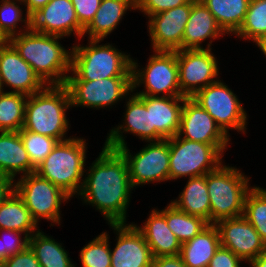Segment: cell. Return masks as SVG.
Wrapping results in <instances>:
<instances>
[{
	"label": "cell",
	"mask_w": 266,
	"mask_h": 267,
	"mask_svg": "<svg viewBox=\"0 0 266 267\" xmlns=\"http://www.w3.org/2000/svg\"><path fill=\"white\" fill-rule=\"evenodd\" d=\"M192 99L212 116L227 136H230L229 129L246 133V111L237 95L221 80L202 88Z\"/></svg>",
	"instance_id": "cell-10"
},
{
	"label": "cell",
	"mask_w": 266,
	"mask_h": 267,
	"mask_svg": "<svg viewBox=\"0 0 266 267\" xmlns=\"http://www.w3.org/2000/svg\"><path fill=\"white\" fill-rule=\"evenodd\" d=\"M228 144H207L174 136L169 138L170 180L197 177L214 171L222 164Z\"/></svg>",
	"instance_id": "cell-7"
},
{
	"label": "cell",
	"mask_w": 266,
	"mask_h": 267,
	"mask_svg": "<svg viewBox=\"0 0 266 267\" xmlns=\"http://www.w3.org/2000/svg\"><path fill=\"white\" fill-rule=\"evenodd\" d=\"M31 164L36 168L51 153L59 142L50 136H43L25 129L19 131Z\"/></svg>",
	"instance_id": "cell-37"
},
{
	"label": "cell",
	"mask_w": 266,
	"mask_h": 267,
	"mask_svg": "<svg viewBox=\"0 0 266 267\" xmlns=\"http://www.w3.org/2000/svg\"><path fill=\"white\" fill-rule=\"evenodd\" d=\"M226 34H235L242 25L250 0H201Z\"/></svg>",
	"instance_id": "cell-30"
},
{
	"label": "cell",
	"mask_w": 266,
	"mask_h": 267,
	"mask_svg": "<svg viewBox=\"0 0 266 267\" xmlns=\"http://www.w3.org/2000/svg\"><path fill=\"white\" fill-rule=\"evenodd\" d=\"M126 102V112L122 125H116V128L110 130L104 146L119 149L127 145L123 133H132L138 136L142 141H159L163 138L151 127L150 110L147 109L144 101L134 93L129 96ZM123 130V131H122Z\"/></svg>",
	"instance_id": "cell-19"
},
{
	"label": "cell",
	"mask_w": 266,
	"mask_h": 267,
	"mask_svg": "<svg viewBox=\"0 0 266 267\" xmlns=\"http://www.w3.org/2000/svg\"><path fill=\"white\" fill-rule=\"evenodd\" d=\"M249 265L251 267H266V251L261 253L258 257L253 259Z\"/></svg>",
	"instance_id": "cell-46"
},
{
	"label": "cell",
	"mask_w": 266,
	"mask_h": 267,
	"mask_svg": "<svg viewBox=\"0 0 266 267\" xmlns=\"http://www.w3.org/2000/svg\"><path fill=\"white\" fill-rule=\"evenodd\" d=\"M8 40L4 37V35L0 32V46L4 45Z\"/></svg>",
	"instance_id": "cell-48"
},
{
	"label": "cell",
	"mask_w": 266,
	"mask_h": 267,
	"mask_svg": "<svg viewBox=\"0 0 266 267\" xmlns=\"http://www.w3.org/2000/svg\"><path fill=\"white\" fill-rule=\"evenodd\" d=\"M243 217L250 222L266 245V189L254 186L248 191Z\"/></svg>",
	"instance_id": "cell-34"
},
{
	"label": "cell",
	"mask_w": 266,
	"mask_h": 267,
	"mask_svg": "<svg viewBox=\"0 0 266 267\" xmlns=\"http://www.w3.org/2000/svg\"><path fill=\"white\" fill-rule=\"evenodd\" d=\"M219 247L218 228L215 224H209L191 240L182 244L179 255L186 267H208Z\"/></svg>",
	"instance_id": "cell-26"
},
{
	"label": "cell",
	"mask_w": 266,
	"mask_h": 267,
	"mask_svg": "<svg viewBox=\"0 0 266 267\" xmlns=\"http://www.w3.org/2000/svg\"><path fill=\"white\" fill-rule=\"evenodd\" d=\"M15 192L37 224L39 219L45 218L51 222L50 225H61V204L71 198L62 189L33 172L15 181Z\"/></svg>",
	"instance_id": "cell-9"
},
{
	"label": "cell",
	"mask_w": 266,
	"mask_h": 267,
	"mask_svg": "<svg viewBox=\"0 0 266 267\" xmlns=\"http://www.w3.org/2000/svg\"><path fill=\"white\" fill-rule=\"evenodd\" d=\"M250 177L232 166L221 164L206 174L210 199V224L243 216L245 198L252 188Z\"/></svg>",
	"instance_id": "cell-6"
},
{
	"label": "cell",
	"mask_w": 266,
	"mask_h": 267,
	"mask_svg": "<svg viewBox=\"0 0 266 267\" xmlns=\"http://www.w3.org/2000/svg\"><path fill=\"white\" fill-rule=\"evenodd\" d=\"M159 211L165 216L168 227L181 244L191 240L209 225V222L204 218L185 213L177 209L172 203Z\"/></svg>",
	"instance_id": "cell-31"
},
{
	"label": "cell",
	"mask_w": 266,
	"mask_h": 267,
	"mask_svg": "<svg viewBox=\"0 0 266 267\" xmlns=\"http://www.w3.org/2000/svg\"><path fill=\"white\" fill-rule=\"evenodd\" d=\"M224 34L226 33L204 3L201 0H191V14L185 26L182 50L203 49L202 42L208 38L211 40L205 49H212V39L220 38Z\"/></svg>",
	"instance_id": "cell-21"
},
{
	"label": "cell",
	"mask_w": 266,
	"mask_h": 267,
	"mask_svg": "<svg viewBox=\"0 0 266 267\" xmlns=\"http://www.w3.org/2000/svg\"><path fill=\"white\" fill-rule=\"evenodd\" d=\"M86 145V140L78 137L58 142L36 167L35 173L49 180L70 197L79 195L84 183L82 177L86 171Z\"/></svg>",
	"instance_id": "cell-5"
},
{
	"label": "cell",
	"mask_w": 266,
	"mask_h": 267,
	"mask_svg": "<svg viewBox=\"0 0 266 267\" xmlns=\"http://www.w3.org/2000/svg\"><path fill=\"white\" fill-rule=\"evenodd\" d=\"M13 230L30 237L39 230L23 200L14 191L0 206V230Z\"/></svg>",
	"instance_id": "cell-28"
},
{
	"label": "cell",
	"mask_w": 266,
	"mask_h": 267,
	"mask_svg": "<svg viewBox=\"0 0 266 267\" xmlns=\"http://www.w3.org/2000/svg\"><path fill=\"white\" fill-rule=\"evenodd\" d=\"M71 106L70 94L65 85H47L40 92L29 95L25 104L22 129L65 141L70 127L66 111Z\"/></svg>",
	"instance_id": "cell-3"
},
{
	"label": "cell",
	"mask_w": 266,
	"mask_h": 267,
	"mask_svg": "<svg viewBox=\"0 0 266 267\" xmlns=\"http://www.w3.org/2000/svg\"><path fill=\"white\" fill-rule=\"evenodd\" d=\"M118 235L111 250V267H152L149 245L135 224H109Z\"/></svg>",
	"instance_id": "cell-18"
},
{
	"label": "cell",
	"mask_w": 266,
	"mask_h": 267,
	"mask_svg": "<svg viewBox=\"0 0 266 267\" xmlns=\"http://www.w3.org/2000/svg\"><path fill=\"white\" fill-rule=\"evenodd\" d=\"M189 0H135L136 9L148 17L184 5Z\"/></svg>",
	"instance_id": "cell-39"
},
{
	"label": "cell",
	"mask_w": 266,
	"mask_h": 267,
	"mask_svg": "<svg viewBox=\"0 0 266 267\" xmlns=\"http://www.w3.org/2000/svg\"><path fill=\"white\" fill-rule=\"evenodd\" d=\"M242 262L243 260L231 250L220 246L210 260L208 267H241L240 263Z\"/></svg>",
	"instance_id": "cell-42"
},
{
	"label": "cell",
	"mask_w": 266,
	"mask_h": 267,
	"mask_svg": "<svg viewBox=\"0 0 266 267\" xmlns=\"http://www.w3.org/2000/svg\"><path fill=\"white\" fill-rule=\"evenodd\" d=\"M29 247L41 267H75L62 243L56 242L40 229L29 237Z\"/></svg>",
	"instance_id": "cell-29"
},
{
	"label": "cell",
	"mask_w": 266,
	"mask_h": 267,
	"mask_svg": "<svg viewBox=\"0 0 266 267\" xmlns=\"http://www.w3.org/2000/svg\"><path fill=\"white\" fill-rule=\"evenodd\" d=\"M171 203L190 215L204 218L210 224V199L206 185V175L188 178L183 192Z\"/></svg>",
	"instance_id": "cell-27"
},
{
	"label": "cell",
	"mask_w": 266,
	"mask_h": 267,
	"mask_svg": "<svg viewBox=\"0 0 266 267\" xmlns=\"http://www.w3.org/2000/svg\"><path fill=\"white\" fill-rule=\"evenodd\" d=\"M220 246L231 250L244 262L250 263L266 251V245L254 227L243 216L218 221Z\"/></svg>",
	"instance_id": "cell-16"
},
{
	"label": "cell",
	"mask_w": 266,
	"mask_h": 267,
	"mask_svg": "<svg viewBox=\"0 0 266 267\" xmlns=\"http://www.w3.org/2000/svg\"><path fill=\"white\" fill-rule=\"evenodd\" d=\"M31 29L63 38L74 34L80 39L84 32L71 0H50L31 16Z\"/></svg>",
	"instance_id": "cell-17"
},
{
	"label": "cell",
	"mask_w": 266,
	"mask_h": 267,
	"mask_svg": "<svg viewBox=\"0 0 266 267\" xmlns=\"http://www.w3.org/2000/svg\"><path fill=\"white\" fill-rule=\"evenodd\" d=\"M71 106L93 109L109 108L132 92V77L100 80H66Z\"/></svg>",
	"instance_id": "cell-11"
},
{
	"label": "cell",
	"mask_w": 266,
	"mask_h": 267,
	"mask_svg": "<svg viewBox=\"0 0 266 267\" xmlns=\"http://www.w3.org/2000/svg\"><path fill=\"white\" fill-rule=\"evenodd\" d=\"M14 181L13 178L0 175V206L15 191Z\"/></svg>",
	"instance_id": "cell-44"
},
{
	"label": "cell",
	"mask_w": 266,
	"mask_h": 267,
	"mask_svg": "<svg viewBox=\"0 0 266 267\" xmlns=\"http://www.w3.org/2000/svg\"><path fill=\"white\" fill-rule=\"evenodd\" d=\"M255 44L259 47L262 53L266 56V37L258 40Z\"/></svg>",
	"instance_id": "cell-47"
},
{
	"label": "cell",
	"mask_w": 266,
	"mask_h": 267,
	"mask_svg": "<svg viewBox=\"0 0 266 267\" xmlns=\"http://www.w3.org/2000/svg\"><path fill=\"white\" fill-rule=\"evenodd\" d=\"M190 14L191 0L184 5L148 17V31L153 51L182 50L183 35Z\"/></svg>",
	"instance_id": "cell-14"
},
{
	"label": "cell",
	"mask_w": 266,
	"mask_h": 267,
	"mask_svg": "<svg viewBox=\"0 0 266 267\" xmlns=\"http://www.w3.org/2000/svg\"><path fill=\"white\" fill-rule=\"evenodd\" d=\"M138 96L150 110L151 127L163 139L176 136L180 128L183 103L187 97Z\"/></svg>",
	"instance_id": "cell-22"
},
{
	"label": "cell",
	"mask_w": 266,
	"mask_h": 267,
	"mask_svg": "<svg viewBox=\"0 0 266 267\" xmlns=\"http://www.w3.org/2000/svg\"><path fill=\"white\" fill-rule=\"evenodd\" d=\"M132 155L127 145L118 150L126 158L133 188L148 183L170 181L169 139L150 141Z\"/></svg>",
	"instance_id": "cell-12"
},
{
	"label": "cell",
	"mask_w": 266,
	"mask_h": 267,
	"mask_svg": "<svg viewBox=\"0 0 266 267\" xmlns=\"http://www.w3.org/2000/svg\"><path fill=\"white\" fill-rule=\"evenodd\" d=\"M0 234V264L9 256L24 251L29 246V237L25 233L4 229L0 230ZM21 234L24 235L23 239Z\"/></svg>",
	"instance_id": "cell-38"
},
{
	"label": "cell",
	"mask_w": 266,
	"mask_h": 267,
	"mask_svg": "<svg viewBox=\"0 0 266 267\" xmlns=\"http://www.w3.org/2000/svg\"><path fill=\"white\" fill-rule=\"evenodd\" d=\"M211 50H177L179 85L184 97L192 98L202 88L219 80L218 61Z\"/></svg>",
	"instance_id": "cell-13"
},
{
	"label": "cell",
	"mask_w": 266,
	"mask_h": 267,
	"mask_svg": "<svg viewBox=\"0 0 266 267\" xmlns=\"http://www.w3.org/2000/svg\"><path fill=\"white\" fill-rule=\"evenodd\" d=\"M153 52L141 70L132 59V93L139 85L144 84L145 91L135 94L158 96L162 93V97H184L179 85L177 51Z\"/></svg>",
	"instance_id": "cell-8"
},
{
	"label": "cell",
	"mask_w": 266,
	"mask_h": 267,
	"mask_svg": "<svg viewBox=\"0 0 266 267\" xmlns=\"http://www.w3.org/2000/svg\"><path fill=\"white\" fill-rule=\"evenodd\" d=\"M26 95L0 91V132L20 131L24 125Z\"/></svg>",
	"instance_id": "cell-32"
},
{
	"label": "cell",
	"mask_w": 266,
	"mask_h": 267,
	"mask_svg": "<svg viewBox=\"0 0 266 267\" xmlns=\"http://www.w3.org/2000/svg\"><path fill=\"white\" fill-rule=\"evenodd\" d=\"M61 38L30 29L8 41L46 85H65L71 71L72 51L58 42Z\"/></svg>",
	"instance_id": "cell-2"
},
{
	"label": "cell",
	"mask_w": 266,
	"mask_h": 267,
	"mask_svg": "<svg viewBox=\"0 0 266 267\" xmlns=\"http://www.w3.org/2000/svg\"><path fill=\"white\" fill-rule=\"evenodd\" d=\"M235 35L254 43L266 37V0H250L244 21Z\"/></svg>",
	"instance_id": "cell-33"
},
{
	"label": "cell",
	"mask_w": 266,
	"mask_h": 267,
	"mask_svg": "<svg viewBox=\"0 0 266 267\" xmlns=\"http://www.w3.org/2000/svg\"><path fill=\"white\" fill-rule=\"evenodd\" d=\"M86 174L79 193L83 202L95 206L108 224L126 223L133 186L123 154L117 149L102 147Z\"/></svg>",
	"instance_id": "cell-1"
},
{
	"label": "cell",
	"mask_w": 266,
	"mask_h": 267,
	"mask_svg": "<svg viewBox=\"0 0 266 267\" xmlns=\"http://www.w3.org/2000/svg\"><path fill=\"white\" fill-rule=\"evenodd\" d=\"M2 267H41L35 253L28 246L24 251L9 256Z\"/></svg>",
	"instance_id": "cell-41"
},
{
	"label": "cell",
	"mask_w": 266,
	"mask_h": 267,
	"mask_svg": "<svg viewBox=\"0 0 266 267\" xmlns=\"http://www.w3.org/2000/svg\"><path fill=\"white\" fill-rule=\"evenodd\" d=\"M181 138L207 144H230L227 136L212 116L192 98H186L181 113Z\"/></svg>",
	"instance_id": "cell-20"
},
{
	"label": "cell",
	"mask_w": 266,
	"mask_h": 267,
	"mask_svg": "<svg viewBox=\"0 0 266 267\" xmlns=\"http://www.w3.org/2000/svg\"><path fill=\"white\" fill-rule=\"evenodd\" d=\"M136 10L135 0H101L93 20L84 29L83 36L104 40L116 29L127 10Z\"/></svg>",
	"instance_id": "cell-25"
},
{
	"label": "cell",
	"mask_w": 266,
	"mask_h": 267,
	"mask_svg": "<svg viewBox=\"0 0 266 267\" xmlns=\"http://www.w3.org/2000/svg\"><path fill=\"white\" fill-rule=\"evenodd\" d=\"M152 267H186L180 255L158 256L153 258Z\"/></svg>",
	"instance_id": "cell-43"
},
{
	"label": "cell",
	"mask_w": 266,
	"mask_h": 267,
	"mask_svg": "<svg viewBox=\"0 0 266 267\" xmlns=\"http://www.w3.org/2000/svg\"><path fill=\"white\" fill-rule=\"evenodd\" d=\"M0 83L2 91L6 85L13 89L9 92L26 96L47 86L9 41L0 46Z\"/></svg>",
	"instance_id": "cell-15"
},
{
	"label": "cell",
	"mask_w": 266,
	"mask_h": 267,
	"mask_svg": "<svg viewBox=\"0 0 266 267\" xmlns=\"http://www.w3.org/2000/svg\"><path fill=\"white\" fill-rule=\"evenodd\" d=\"M109 237L107 232H102L81 249L82 267H111Z\"/></svg>",
	"instance_id": "cell-36"
},
{
	"label": "cell",
	"mask_w": 266,
	"mask_h": 267,
	"mask_svg": "<svg viewBox=\"0 0 266 267\" xmlns=\"http://www.w3.org/2000/svg\"><path fill=\"white\" fill-rule=\"evenodd\" d=\"M79 24L85 29L93 20L101 0H71Z\"/></svg>",
	"instance_id": "cell-40"
},
{
	"label": "cell",
	"mask_w": 266,
	"mask_h": 267,
	"mask_svg": "<svg viewBox=\"0 0 266 267\" xmlns=\"http://www.w3.org/2000/svg\"><path fill=\"white\" fill-rule=\"evenodd\" d=\"M0 2V32L7 40H9L12 36L31 29V17L26 14L24 18L22 16V7L16 4L17 2H20V5L24 4L23 1L2 0ZM18 22H24L25 25H23V28L25 29L18 30Z\"/></svg>",
	"instance_id": "cell-35"
},
{
	"label": "cell",
	"mask_w": 266,
	"mask_h": 267,
	"mask_svg": "<svg viewBox=\"0 0 266 267\" xmlns=\"http://www.w3.org/2000/svg\"><path fill=\"white\" fill-rule=\"evenodd\" d=\"M103 40L88 39V45L71 49V71L67 80H100L132 77V58L112 44L99 45Z\"/></svg>",
	"instance_id": "cell-4"
},
{
	"label": "cell",
	"mask_w": 266,
	"mask_h": 267,
	"mask_svg": "<svg viewBox=\"0 0 266 267\" xmlns=\"http://www.w3.org/2000/svg\"><path fill=\"white\" fill-rule=\"evenodd\" d=\"M28 153L23 145L19 131L0 133V175L13 178L19 173L28 175L35 172Z\"/></svg>",
	"instance_id": "cell-24"
},
{
	"label": "cell",
	"mask_w": 266,
	"mask_h": 267,
	"mask_svg": "<svg viewBox=\"0 0 266 267\" xmlns=\"http://www.w3.org/2000/svg\"><path fill=\"white\" fill-rule=\"evenodd\" d=\"M150 247L153 258L179 255L181 242L168 227L165 216L157 209L151 211L142 227L135 225Z\"/></svg>",
	"instance_id": "cell-23"
},
{
	"label": "cell",
	"mask_w": 266,
	"mask_h": 267,
	"mask_svg": "<svg viewBox=\"0 0 266 267\" xmlns=\"http://www.w3.org/2000/svg\"><path fill=\"white\" fill-rule=\"evenodd\" d=\"M50 0H23V5L26 7V14L30 17L39 9L44 7Z\"/></svg>",
	"instance_id": "cell-45"
}]
</instances>
